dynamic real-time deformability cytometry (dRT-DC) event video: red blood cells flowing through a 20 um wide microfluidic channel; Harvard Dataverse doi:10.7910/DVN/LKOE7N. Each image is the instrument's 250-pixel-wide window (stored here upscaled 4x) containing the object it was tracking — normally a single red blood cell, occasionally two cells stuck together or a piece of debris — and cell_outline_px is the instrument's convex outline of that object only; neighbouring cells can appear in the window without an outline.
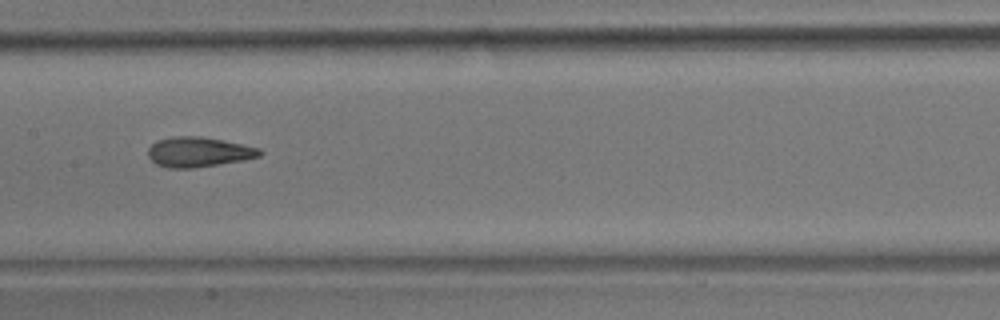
{"species": "common noctule bat (a hibernating species)", "species_latin": "Nyctalus noctula", "temperature_condition": "room temperature", "stored_images_in_passage": 25, "camera_frame_rate_fps": 3000, "um_per_image_px": 0.085, "animal": {"sex": "male", "body_mass_g": 17.9}, "frame": {"image": 1, "passage_image": 13, "time_ms": 4.0, "image_size_px": [1000, 320], "cell_outline_px": [[264, 152], [260, 156], [244, 160], [192, 168], [168, 168], [156, 164], [148, 156], [148, 148], [156, 140], [176, 136], [200, 136], [260, 148]], "centroid_in_image_um": [16.86, 12.92], "position_along_channel_um": 190.5, "area_um2": 19.36}}